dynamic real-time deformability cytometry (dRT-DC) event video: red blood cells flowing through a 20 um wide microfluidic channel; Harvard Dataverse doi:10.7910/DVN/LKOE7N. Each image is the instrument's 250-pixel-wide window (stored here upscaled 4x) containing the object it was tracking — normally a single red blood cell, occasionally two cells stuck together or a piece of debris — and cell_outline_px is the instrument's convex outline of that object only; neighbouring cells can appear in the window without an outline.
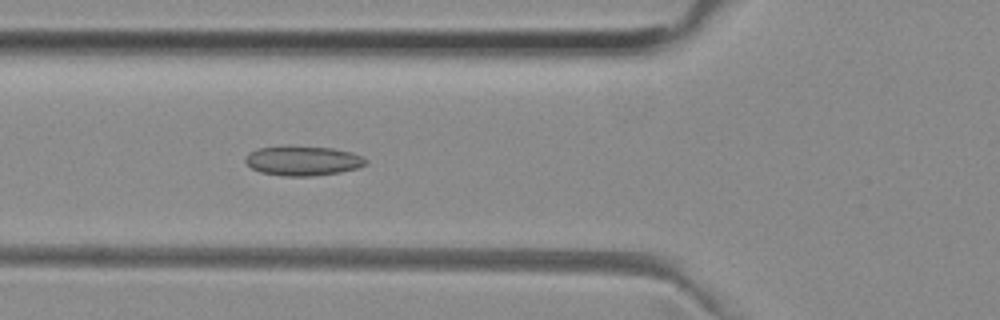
{"species": "common noctule bat (a hibernating species)", "species_latin": "Nyctalus noctula", "temperature_condition": "room temperature", "stored_images_in_passage": 3, "camera_frame_rate_fps": 3000, "um_per_image_px": 0.085, "animal": {"sex": "female", "body_mass_g": 29.2, "forearm_length_mm": 56.3}, "frame": {"image": 1, "passage_image": 3, "time_ms": 0.667, "image_size_px": [1000, 320], "cell_outline_px": [[368, 164], [356, 168], [340, 172], [312, 176], [284, 176], [260, 172], [252, 168], [244, 160], [244, 156], [248, 152], [260, 148], [332, 148], [352, 152], [364, 156], [368, 160]], "centroid_in_image_um": [25.78, 13.69], "position_along_channel_um": 100.0, "area_um2": 20.29}}